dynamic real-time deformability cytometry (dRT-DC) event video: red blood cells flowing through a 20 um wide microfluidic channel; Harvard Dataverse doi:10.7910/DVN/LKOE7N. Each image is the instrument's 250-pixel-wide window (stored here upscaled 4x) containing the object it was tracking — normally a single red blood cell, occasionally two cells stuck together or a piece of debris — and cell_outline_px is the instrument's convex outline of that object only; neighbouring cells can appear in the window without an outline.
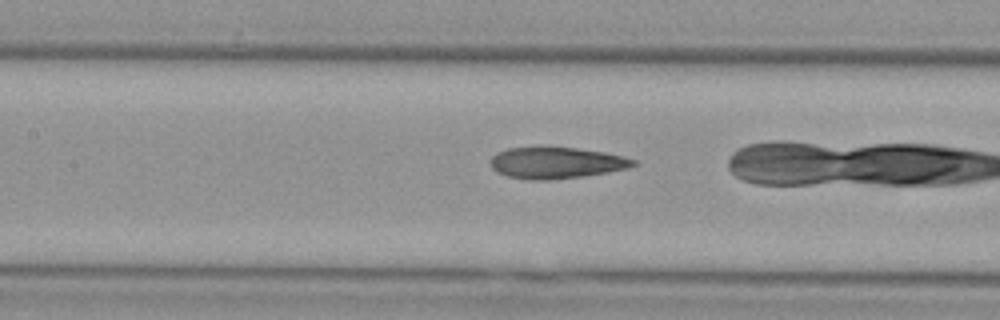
{"species": "Egyptian fruit bat (a non-hibernating species)", "species_latin": "Rousettus aegyptiacus", "temperature_condition": "cold", "stored_images_in_passage": 34, "camera_frame_rate_fps": 3000, "um_per_image_px": 0.085, "animal": {"sex": "female"}, "frame": {"image": 1, "passage_image": 19, "time_ms": 6.0, "image_size_px": [1000, 320], "cell_outline_px": [[636, 164], [628, 168], [608, 172], [584, 176], [552, 180], [528, 180], [508, 176], [496, 172], [492, 168], [492, 156], [496, 152], [508, 148], [544, 144], [576, 148], [604, 152], [624, 156], [636, 160]], "centroid_in_image_um": [47.25, 13.8], "position_along_channel_um": 160.1, "area_um2": 26.93}}
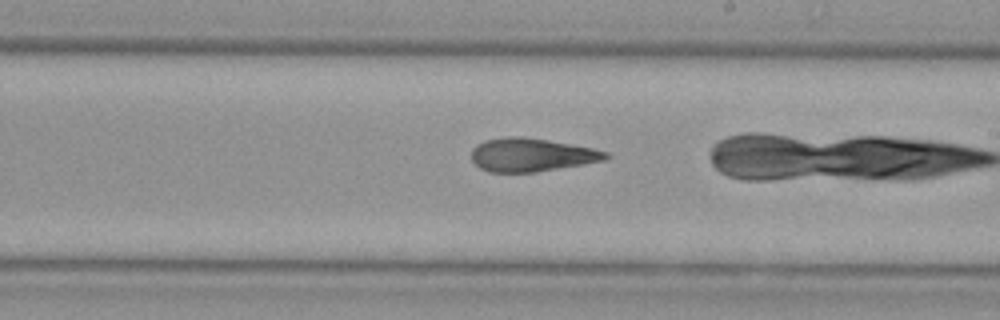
{"frame": {"image": 2, "passage_image": 25, "time_ms": 8.0, "image_size_px": [1000, 320], "cell_outline_px": [[612, 156], [604, 160], [584, 164], [536, 172], [488, 172], [480, 168], [472, 160], [472, 148], [476, 144], [484, 140], [508, 136], [520, 136], [548, 140], [592, 148], [608, 152]], "centroid_in_image_um": [45.16, 13.16], "position_along_channel_um": 243.8, "area_um2": 26.13}}